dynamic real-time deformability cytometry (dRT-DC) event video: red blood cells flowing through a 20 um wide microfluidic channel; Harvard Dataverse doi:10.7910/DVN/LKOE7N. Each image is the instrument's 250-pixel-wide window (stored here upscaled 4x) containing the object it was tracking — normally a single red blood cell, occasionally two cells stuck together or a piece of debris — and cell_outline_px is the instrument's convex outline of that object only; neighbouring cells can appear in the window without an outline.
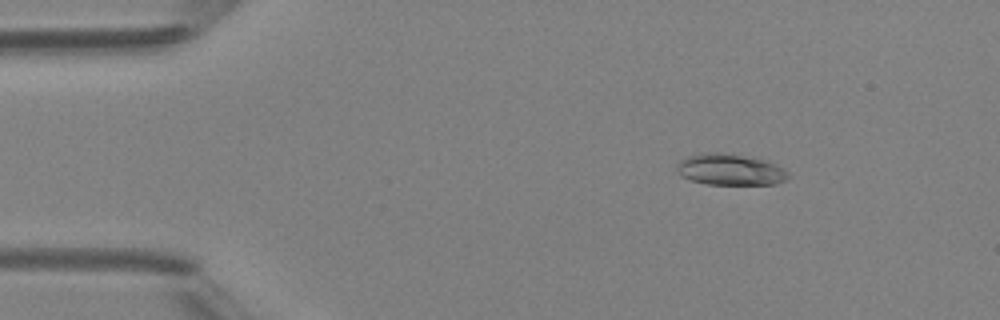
{"species": "Egyptian fruit bat (a non-hibernating species)", "species_latin": "Rousettus aegyptiacus", "temperature_condition": "room temperature", "stored_images_in_passage": 4, "camera_frame_rate_fps": 3000, "um_per_image_px": 0.085, "animal": {"sex": "female"}, "frame": {"image": 1, "passage_image": 2, "time_ms": 1.0, "image_size_px": [1000, 320], "cell_outline_px": [[788, 176], [784, 180], [776, 184], [708, 184], [692, 180], [684, 176], [676, 168], [676, 164], [680, 160], [688, 156], [708, 152], [720, 152], [764, 160], [776, 164], [784, 168], [788, 172]], "centroid_in_image_um": [62.07, 14.41], "position_along_channel_um": 22.9, "area_um2": 19.94}}
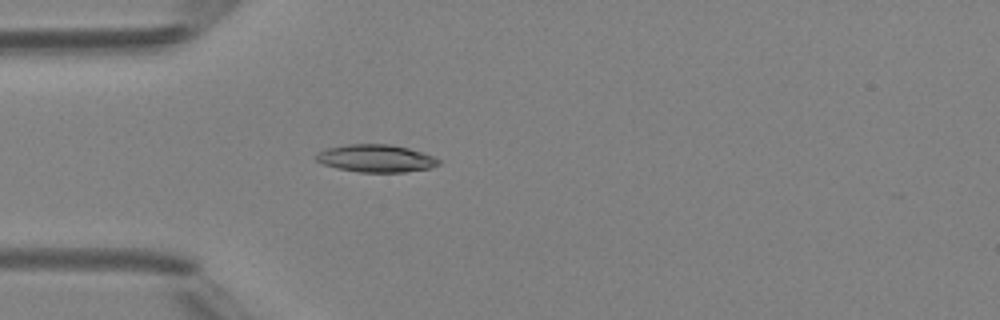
{"frame": {"image": 2, "passage_image": 4, "time_ms": 3.333, "image_size_px": [1000, 320], "cell_outline_px": [[440, 164], [428, 168], [404, 172], [360, 172], [336, 168], [324, 164], [316, 160], [316, 152], [328, 148], [348, 144], [392, 144], [408, 148], [432, 156], [440, 160]], "centroid_in_image_um": [31.93, 13.46], "position_along_channel_um": 53.1, "area_um2": 19.54}}